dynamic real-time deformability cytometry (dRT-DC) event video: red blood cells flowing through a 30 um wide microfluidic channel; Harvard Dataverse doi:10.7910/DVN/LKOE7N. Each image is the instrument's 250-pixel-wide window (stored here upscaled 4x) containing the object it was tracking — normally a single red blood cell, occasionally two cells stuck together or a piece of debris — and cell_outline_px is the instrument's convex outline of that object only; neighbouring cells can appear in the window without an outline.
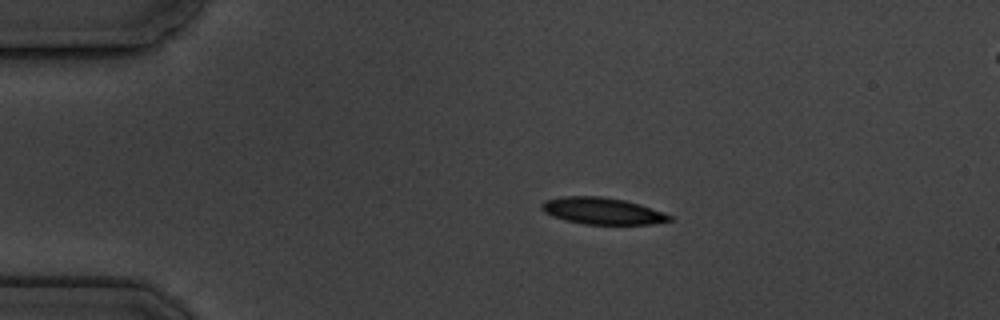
{"species": "common noctule bat (a hibernating species)", "species_latin": "Nyctalus noctula", "temperature_condition": "cold", "stored_images_in_passage": 6, "camera_frame_rate_fps": 3000, "um_per_image_px": 0.085, "animal": {"sex": "male", "body_mass_g": 19.5, "forearm_length_mm": 54.6}, "frame": {"image": 1, "passage_image": 4, "time_ms": 3.333, "image_size_px": [1000, 320], "cell_outline_px": [[672, 220], [652, 224], [584, 224], [564, 220], [552, 216], [544, 212], [540, 208], [540, 204], [544, 200], [560, 196], [600, 196], [624, 200], [640, 204], [672, 216]], "centroid_in_image_um": [51.13, 17.92], "position_along_channel_um": 33.9, "area_um2": 19.94}}